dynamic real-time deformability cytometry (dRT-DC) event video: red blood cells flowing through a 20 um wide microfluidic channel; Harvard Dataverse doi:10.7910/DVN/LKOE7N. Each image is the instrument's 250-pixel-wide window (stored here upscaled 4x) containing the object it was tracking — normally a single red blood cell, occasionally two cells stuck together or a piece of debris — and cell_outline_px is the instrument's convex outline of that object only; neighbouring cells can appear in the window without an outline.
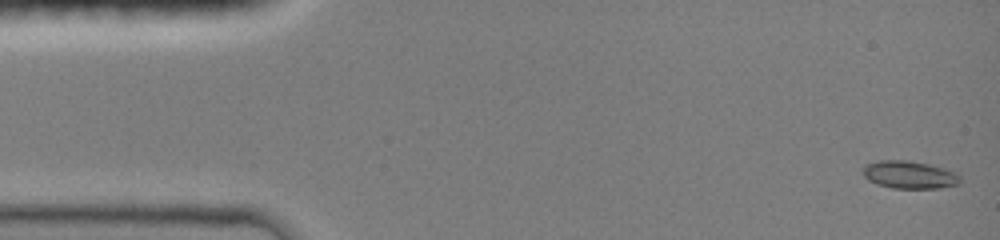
{"species": "common noctule bat (a hibernating species)", "species_latin": "Nyctalus noctula", "temperature_condition": "room temperature", "stored_images_in_passage": 47, "camera_frame_rate_fps": 3000, "um_per_image_px": 0.085, "animal": {"sex": "female", "body_mass_g": 19.0, "forearm_length_mm": 51.5}, "frame": {"image": 1, "passage_image": 1, "time_ms": 0.0, "image_size_px": [1000, 240], "cell_outline_px": [[960, 184], [940, 188], [892, 188], [876, 184], [868, 180], [864, 176], [864, 164], [880, 160], [908, 160], [928, 164], [944, 168], [956, 172], [960, 176]], "centroid_in_image_um": [77.31, 14.85], "position_along_channel_um": 7.7, "area_um2": 15.78}}
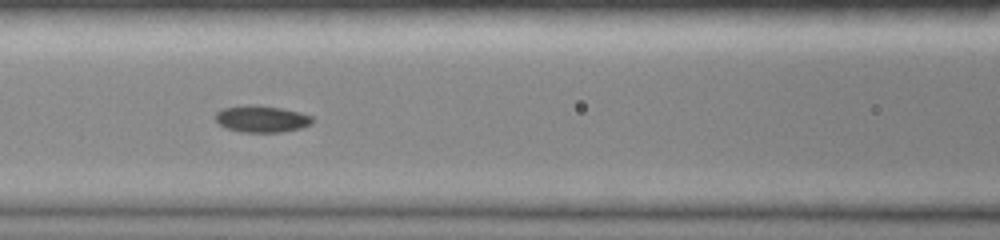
{"frame": {"image": 2, "passage_image": 20, "time_ms": 6.333, "image_size_px": [1000, 240], "cell_outline_px": [[316, 120], [312, 124], [300, 128], [280, 132], [240, 132], [228, 128], [220, 124], [216, 120], [216, 112], [224, 108], [252, 104], [256, 104], [280, 108], [300, 112], [312, 116]], "centroid_in_image_um": [22.29, 10.1], "position_along_channel_um": 144.3, "area_um2": 15.09}}
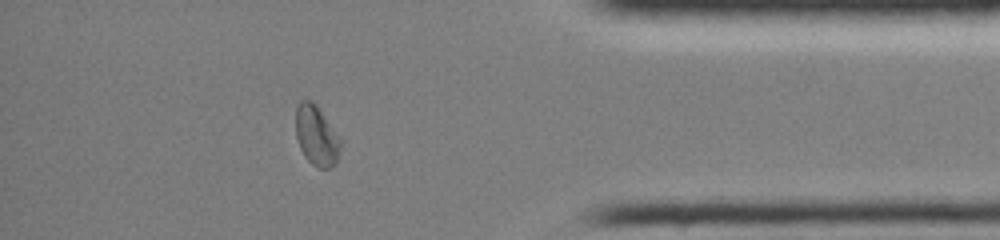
{"frame": {"image": 3, "passage_image": 41, "time_ms": 13.333, "image_size_px": [1000, 240], "cell_outline_px": [[340, 152], [336, 164], [328, 168], [320, 168], [312, 164], [304, 156], [300, 148], [296, 136], [296, 108], [300, 100], [312, 100], [316, 104], [340, 140]], "centroid_in_image_um": [26.88, 11.54], "position_along_channel_um": 408.3, "area_um2": 15.43}, "authors_computed_cell_mechanics": {"area_um2": 15.1436, "velocity_mm_per_s": 4.0279, "shape_relaxation_time_tau1_ms": 3.7962, "shape_relaxation_time_tau2_ms": null, "deformation_change_tau1": 0.0973, "deformation_change_tau2": null}}